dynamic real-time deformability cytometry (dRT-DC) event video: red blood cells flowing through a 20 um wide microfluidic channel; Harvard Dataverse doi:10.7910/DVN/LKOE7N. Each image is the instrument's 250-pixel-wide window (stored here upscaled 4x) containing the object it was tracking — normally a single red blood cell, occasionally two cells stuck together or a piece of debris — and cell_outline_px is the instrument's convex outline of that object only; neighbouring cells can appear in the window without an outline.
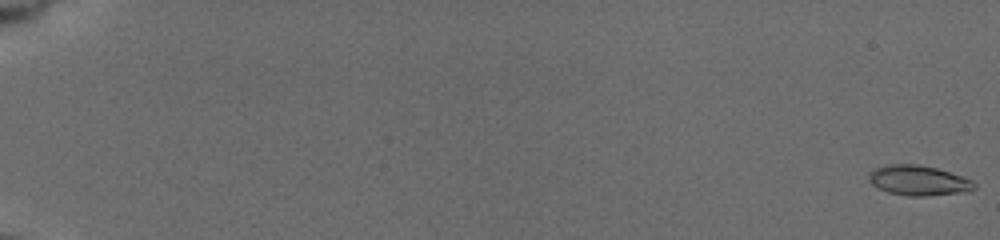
{"species": "common noctule bat (a hibernating species)", "species_latin": "Nyctalus noctula", "temperature_condition": "cold", "stored_images_in_passage": 19, "camera_frame_rate_fps": 3000, "um_per_image_px": 0.085, "animal": {"sex": "female", "body_mass_g": 19.5, "forearm_length_mm": 54.1}, "frame": {"image": 1, "passage_image": 1, "time_ms": 0.0, "image_size_px": [1000, 240], "cell_outline_px": [[976, 188], [960, 192], [924, 196], [908, 196], [888, 192], [872, 184], [868, 180], [868, 172], [876, 168], [888, 164], [916, 164], [936, 168], [972, 180], [976, 184]], "centroid_in_image_um": [78.02, 15.33], "position_along_channel_um": 7.0, "area_um2": 18.21}}